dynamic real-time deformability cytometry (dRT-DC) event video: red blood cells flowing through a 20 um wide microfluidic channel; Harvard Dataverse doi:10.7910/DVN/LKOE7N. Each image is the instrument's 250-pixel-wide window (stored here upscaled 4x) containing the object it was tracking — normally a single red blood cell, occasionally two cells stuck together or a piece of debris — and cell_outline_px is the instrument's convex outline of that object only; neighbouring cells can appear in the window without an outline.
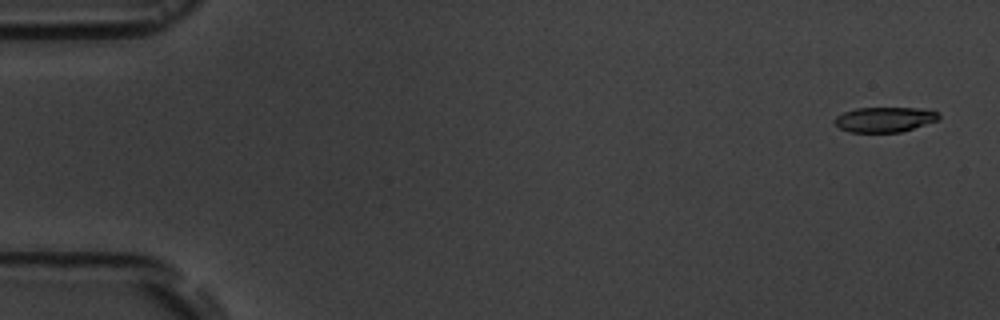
{"species": "common noctule bat (a hibernating species)", "species_latin": "Nyctalus noctula", "temperature_condition": "room temperature", "stored_images_in_passage": 5, "camera_frame_rate_fps": 3000, "um_per_image_px": 0.085, "animal": {"sex": "male", "body_mass_g": 19.5, "forearm_length_mm": 54.6}, "frame": {"image": 1, "passage_image": 1, "time_ms": 0.0, "image_size_px": [1000, 320], "cell_outline_px": [[940, 120], [900, 132], [848, 132], [840, 128], [832, 120], [836, 116], [844, 112], [856, 108], [916, 108], [940, 112]], "centroid_in_image_um": [75.2, 10.16], "position_along_channel_um": 9.8, "area_um2": 15.26}}
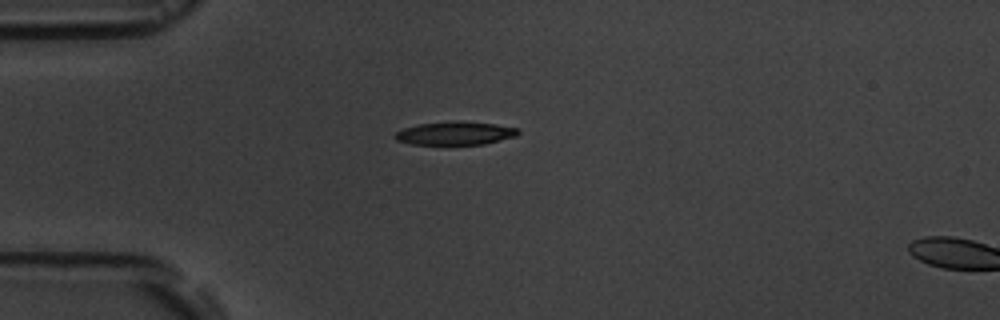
{"frame": {"image": 2, "passage_image": 4, "time_ms": 4.333, "image_size_px": [1000, 320], "cell_outline_px": [[520, 132], [516, 136], [484, 144], [412, 144], [396, 140], [396, 132], [404, 128], [420, 124], [456, 120], [460, 120], [496, 124], [520, 128]], "centroid_in_image_um": [38.75, 11.31], "position_along_channel_um": 46.2, "area_um2": 16.7}}